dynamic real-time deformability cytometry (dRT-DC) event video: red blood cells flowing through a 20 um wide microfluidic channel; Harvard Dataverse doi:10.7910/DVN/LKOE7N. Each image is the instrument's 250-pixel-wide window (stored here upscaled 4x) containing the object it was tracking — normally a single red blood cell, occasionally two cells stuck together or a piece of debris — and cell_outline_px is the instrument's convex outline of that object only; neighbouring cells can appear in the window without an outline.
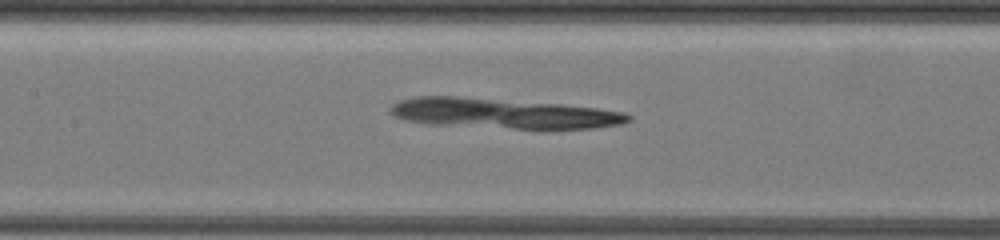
{"species": "common noctule bat (a hibernating species)", "species_latin": "Nyctalus noctula", "temperature_condition": "warm", "stored_images_in_passage": 41, "camera_frame_rate_fps": 3000, "um_per_image_px": 0.085, "animal": {"sex": "female", "body_mass_g": 19.5, "forearm_length_mm": 54.1}, "frame": {"image": 1, "passage_image": 17, "time_ms": 7.333, "image_size_px": [1000, 240], "cell_outline_px": [[632, 120], [620, 124], [596, 128], [544, 132], [540, 132], [432, 124], [404, 120], [396, 116], [392, 112], [392, 104], [400, 100], [420, 96], [456, 96], [560, 104], [596, 108], [624, 112], [632, 116]], "centroid_in_image_um": [42.9, 9.7], "position_along_channel_um": 164.5, "area_um2": 43.18}}
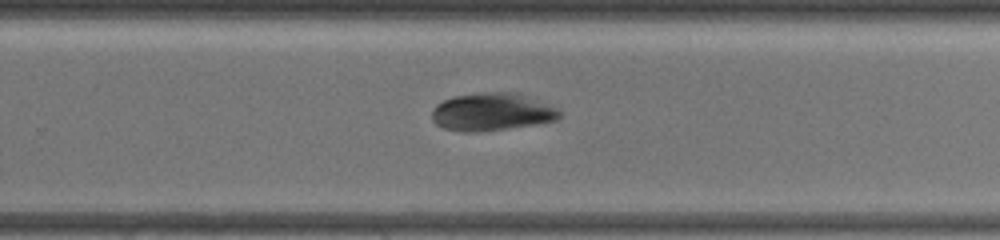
{"frame": {"image": 2, "passage_image": 26, "time_ms": 11.0, "image_size_px": [1000, 240], "cell_outline_px": [[560, 116], [556, 120], [536, 124], [508, 128], [476, 132], [460, 132], [444, 128], [436, 124], [432, 120], [432, 108], [436, 104], [452, 96], [488, 92], [516, 92], [556, 108], [560, 112]], "centroid_in_image_um": [41.75, 9.52], "position_along_channel_um": 288.0, "area_um2": 27.92}}
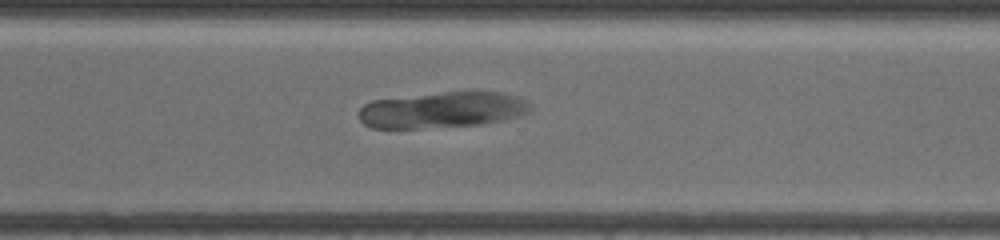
{"frame": {"image": 3, "passage_image": 30, "time_ms": 12.333, "image_size_px": [1000, 240], "cell_outline_px": [[528, 112], [516, 116], [500, 120], [476, 124], [420, 128], [372, 128], [364, 124], [360, 120], [360, 108], [364, 104], [372, 100], [444, 92], [504, 92], [520, 96], [528, 104]], "centroid_in_image_um": [37.55, 9.33], "position_along_channel_um": 333.1, "area_um2": 35.43}}